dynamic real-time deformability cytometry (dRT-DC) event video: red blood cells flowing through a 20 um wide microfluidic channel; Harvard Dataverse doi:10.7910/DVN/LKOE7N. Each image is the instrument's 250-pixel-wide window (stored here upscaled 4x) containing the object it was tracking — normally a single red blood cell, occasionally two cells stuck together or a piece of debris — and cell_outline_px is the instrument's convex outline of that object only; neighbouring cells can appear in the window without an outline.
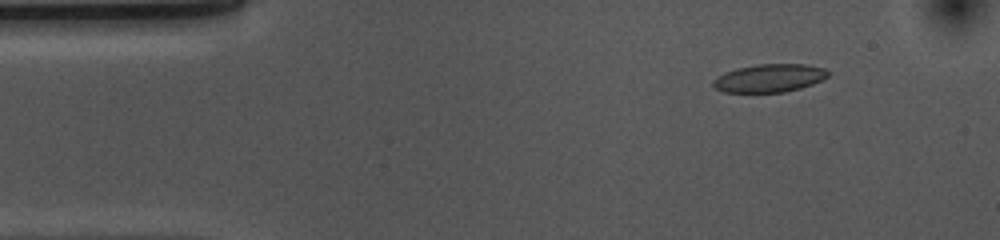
{"species": "common noctule bat (a hibernating species)", "species_latin": "Nyctalus noctula", "temperature_condition": "cold", "stored_images_in_passage": 53, "camera_frame_rate_fps": 3000, "um_per_image_px": 0.085, "animal": {"sex": "female", "body_mass_g": 10.0, "forearm_length_mm": 53.1}, "frame": {"image": 1, "passage_image": 6, "time_ms": 1.667, "image_size_px": [1000, 240], "cell_outline_px": [[828, 76], [824, 80], [800, 88], [784, 92], [724, 92], [716, 88], [712, 84], [712, 80], [736, 68], [756, 64], [804, 64], [824, 68], [828, 72]], "centroid_in_image_um": [65.43, 6.64], "position_along_channel_um": 19.6, "area_um2": 18.67}}
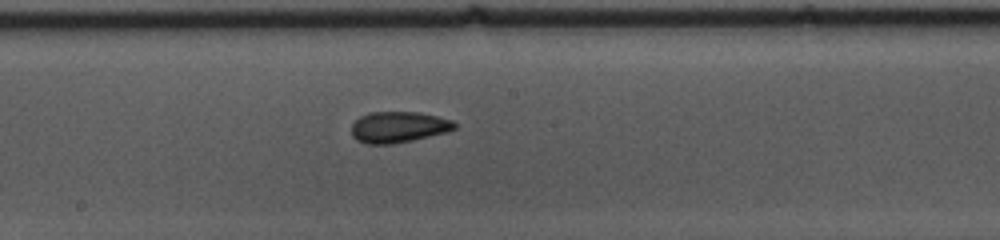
{"frame": {"image": 2, "passage_image": 27, "time_ms": 8.667, "image_size_px": [1000, 240], "cell_outline_px": [[456, 128], [448, 132], [412, 140], [392, 144], [368, 144], [356, 140], [352, 136], [352, 124], [360, 116], [368, 112], [420, 112], [452, 120], [456, 124]], "centroid_in_image_um": [33.86, 10.8], "position_along_channel_um": 214.3, "area_um2": 18.73}}
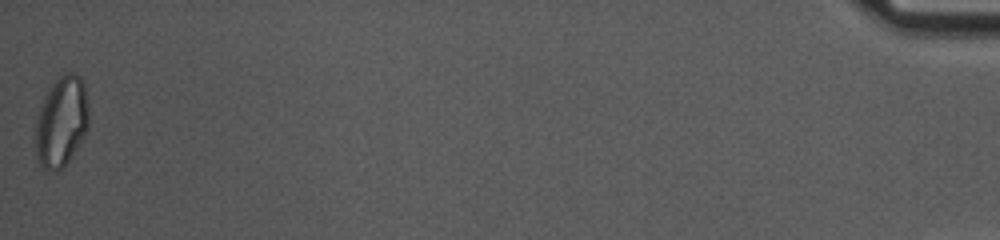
{"frame": {"image": 3, "passage_image": 53, "time_ms": 17.333, "image_size_px": [1000, 240], "cell_outline_px": [[88, 128], [64, 168], [56, 172], [48, 172], [40, 164], [36, 156], [32, 136], [36, 116], [44, 96], [48, 88], [56, 76], [68, 72], [72, 72], [80, 76], [84, 80], [88, 104]], "centroid_in_image_um": [5.17, 10.33], "position_along_channel_um": 430.0, "area_um2": 29.13}, "authors_computed_cell_mechanics": {"area_um2": 19.0162, "velocity_mm_per_s": 3.6852, "shape_relaxation_time_tau1_ms": 3.7376, "shape_relaxation_time_tau2_ms": 2.5665, "deformation_change_tau1": 0.1211, "deformation_change_tau2": 0.0874}}